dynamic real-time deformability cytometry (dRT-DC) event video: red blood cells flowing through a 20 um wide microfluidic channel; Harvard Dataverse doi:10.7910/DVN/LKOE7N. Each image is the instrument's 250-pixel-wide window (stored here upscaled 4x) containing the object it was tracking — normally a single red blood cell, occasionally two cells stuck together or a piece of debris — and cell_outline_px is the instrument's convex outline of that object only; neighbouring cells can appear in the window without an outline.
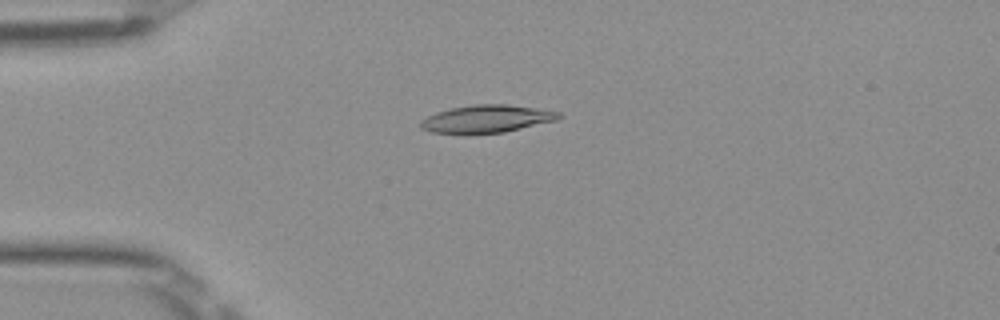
{"species": "Egyptian fruit bat (a non-hibernating species)", "species_latin": "Rousettus aegyptiacus", "temperature_condition": "room temperature", "stored_images_in_passage": 51, "camera_frame_rate_fps": 3000, "um_per_image_px": 0.085, "frame": {"image": 1, "passage_image": 13, "time_ms": 4.0, "image_size_px": [1000, 320], "cell_outline_px": [[564, 116], [556, 120], [504, 132], [464, 136], [432, 132], [420, 128], [420, 120], [436, 112], [452, 108], [476, 104], [508, 104], [560, 112]], "centroid_in_image_um": [41.31, 10.13], "position_along_channel_um": 43.7, "area_um2": 22.72}}
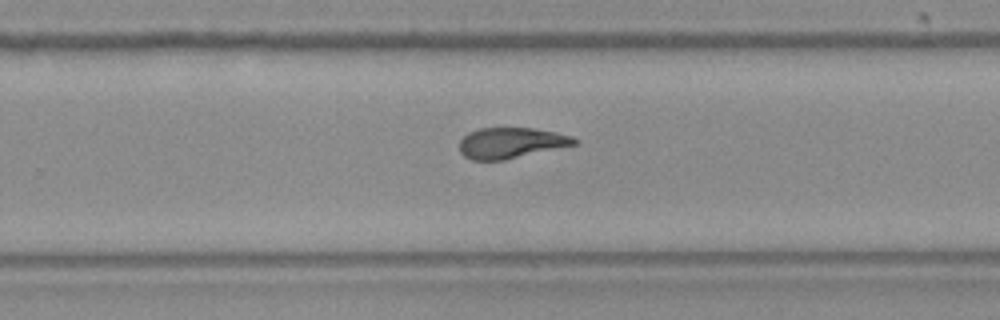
{"frame": {"image": 2, "passage_image": 33, "time_ms": 10.667, "image_size_px": [1000, 320], "cell_outline_px": [[580, 144], [504, 160], [472, 160], [464, 156], [460, 152], [460, 140], [468, 132], [480, 128], [532, 128], [556, 132], [572, 136], [580, 140]], "centroid_in_image_um": [43.49, 12.15], "position_along_channel_um": 286.3, "area_um2": 20.81}}
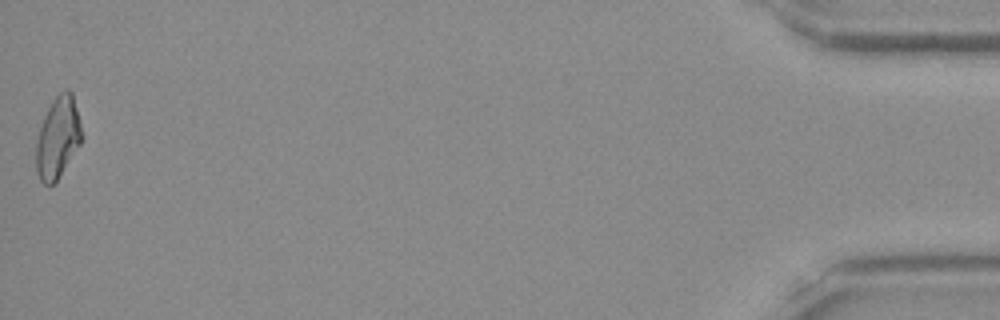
{"frame": {"image": 3, "passage_image": 51, "time_ms": 16.667, "image_size_px": [1000, 320], "cell_outline_px": [[84, 136], [80, 144], [56, 180], [52, 184], [44, 184], [40, 180], [36, 172], [36, 140], [44, 116], [52, 100], [64, 88], [68, 88], [72, 92]], "centroid_in_image_um": [4.92, 11.65], "position_along_channel_um": 430.3, "area_um2": 21.56}, "authors_computed_cell_mechanics": {"area_um2": 21.5594, "velocity_mm_per_s": 3.9751, "shape_relaxation_time_tau1_ms": 4.4532, "shape_relaxation_time_tau2_ms": 1.9418, "deformation_change_tau1": 0.1805, "deformation_change_tau2": 0.0909}}